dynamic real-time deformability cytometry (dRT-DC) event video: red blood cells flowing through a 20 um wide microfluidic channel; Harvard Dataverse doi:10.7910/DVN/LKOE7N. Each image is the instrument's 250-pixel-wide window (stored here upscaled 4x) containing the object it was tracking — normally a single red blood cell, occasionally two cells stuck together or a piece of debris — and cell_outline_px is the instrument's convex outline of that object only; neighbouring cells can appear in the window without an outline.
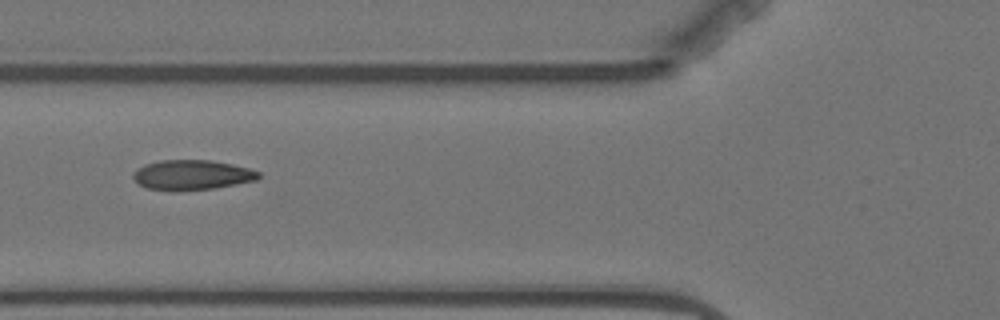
{"species": "Egyptian fruit bat (a non-hibernating species)", "species_latin": "Rousettus aegyptiacus", "temperature_condition": "warm", "stored_images_in_passage": 2, "camera_frame_rate_fps": 3000, "um_per_image_px": 0.085, "animal": {"sex": "female"}, "frame": {"image": 1, "passage_image": 2, "time_ms": 1.0, "image_size_px": [1000, 320], "cell_outline_px": [[260, 176], [256, 180], [236, 184], [212, 188], [176, 192], [148, 188], [140, 184], [132, 176], [132, 172], [136, 168], [144, 164], [160, 160], [212, 160], [232, 164], [248, 168], [260, 172]], "centroid_in_image_um": [16.29, 14.87], "position_along_channel_um": 109.5, "area_um2": 22.02}}